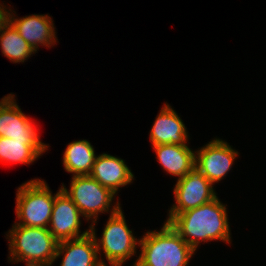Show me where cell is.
I'll use <instances>...</instances> for the list:
<instances>
[{"instance_id":"6da1fadb","label":"cell","mask_w":266,"mask_h":266,"mask_svg":"<svg viewBox=\"0 0 266 266\" xmlns=\"http://www.w3.org/2000/svg\"><path fill=\"white\" fill-rule=\"evenodd\" d=\"M227 206L218 196L194 209L177 214L169 224L195 251L201 242L222 241L231 244Z\"/></svg>"},{"instance_id":"7a4b0ae2","label":"cell","mask_w":266,"mask_h":266,"mask_svg":"<svg viewBox=\"0 0 266 266\" xmlns=\"http://www.w3.org/2000/svg\"><path fill=\"white\" fill-rule=\"evenodd\" d=\"M159 230H149L140 238L141 252L131 266H189L196 251L168 222Z\"/></svg>"},{"instance_id":"3957f363","label":"cell","mask_w":266,"mask_h":266,"mask_svg":"<svg viewBox=\"0 0 266 266\" xmlns=\"http://www.w3.org/2000/svg\"><path fill=\"white\" fill-rule=\"evenodd\" d=\"M9 256L13 263L26 262L25 266H52L58 241L48 228L14 224L7 232Z\"/></svg>"},{"instance_id":"277c9868","label":"cell","mask_w":266,"mask_h":266,"mask_svg":"<svg viewBox=\"0 0 266 266\" xmlns=\"http://www.w3.org/2000/svg\"><path fill=\"white\" fill-rule=\"evenodd\" d=\"M88 228L95 238L102 266H108L107 263L110 266H123L128 259L135 256L140 238H136L132 229H129L121 208L116 213L109 215L100 238H97L95 226Z\"/></svg>"},{"instance_id":"5b68a950","label":"cell","mask_w":266,"mask_h":266,"mask_svg":"<svg viewBox=\"0 0 266 266\" xmlns=\"http://www.w3.org/2000/svg\"><path fill=\"white\" fill-rule=\"evenodd\" d=\"M69 185L67 189L62 183L61 189L78 207L83 218L88 222L90 220L89 226L96 225L99 214L109 212L111 215L122 208L119 199L113 202L116 194L89 175L72 176Z\"/></svg>"},{"instance_id":"8992f818","label":"cell","mask_w":266,"mask_h":266,"mask_svg":"<svg viewBox=\"0 0 266 266\" xmlns=\"http://www.w3.org/2000/svg\"><path fill=\"white\" fill-rule=\"evenodd\" d=\"M15 224L27 227L48 228L55 194L45 180L35 178L22 183L16 191Z\"/></svg>"},{"instance_id":"52a82bcc","label":"cell","mask_w":266,"mask_h":266,"mask_svg":"<svg viewBox=\"0 0 266 266\" xmlns=\"http://www.w3.org/2000/svg\"><path fill=\"white\" fill-rule=\"evenodd\" d=\"M173 193L175 203L168 210L165 221L168 223L177 214L194 209L217 197L214 185L195 166L183 178L176 180Z\"/></svg>"},{"instance_id":"ba28073f","label":"cell","mask_w":266,"mask_h":266,"mask_svg":"<svg viewBox=\"0 0 266 266\" xmlns=\"http://www.w3.org/2000/svg\"><path fill=\"white\" fill-rule=\"evenodd\" d=\"M238 155L225 140L215 138L195 151V167L214 185L226 177Z\"/></svg>"},{"instance_id":"9c48e42d","label":"cell","mask_w":266,"mask_h":266,"mask_svg":"<svg viewBox=\"0 0 266 266\" xmlns=\"http://www.w3.org/2000/svg\"><path fill=\"white\" fill-rule=\"evenodd\" d=\"M15 97L10 93L0 100V137L25 140V144H45L40 140L38 125L22 112Z\"/></svg>"},{"instance_id":"30bf717a","label":"cell","mask_w":266,"mask_h":266,"mask_svg":"<svg viewBox=\"0 0 266 266\" xmlns=\"http://www.w3.org/2000/svg\"><path fill=\"white\" fill-rule=\"evenodd\" d=\"M82 214L78 207L61 189L55 194L54 205L48 230L58 241H65L83 237L90 232L80 230Z\"/></svg>"},{"instance_id":"8fae6325","label":"cell","mask_w":266,"mask_h":266,"mask_svg":"<svg viewBox=\"0 0 266 266\" xmlns=\"http://www.w3.org/2000/svg\"><path fill=\"white\" fill-rule=\"evenodd\" d=\"M16 16V12L10 9L9 22L36 53L39 46L51 48L58 42L54 22L48 14H32L20 18Z\"/></svg>"},{"instance_id":"7c38bea8","label":"cell","mask_w":266,"mask_h":266,"mask_svg":"<svg viewBox=\"0 0 266 266\" xmlns=\"http://www.w3.org/2000/svg\"><path fill=\"white\" fill-rule=\"evenodd\" d=\"M89 176L110 189L116 196L119 188L133 183L135 179L124 159L107 153L97 155Z\"/></svg>"},{"instance_id":"4fadbf2b","label":"cell","mask_w":266,"mask_h":266,"mask_svg":"<svg viewBox=\"0 0 266 266\" xmlns=\"http://www.w3.org/2000/svg\"><path fill=\"white\" fill-rule=\"evenodd\" d=\"M188 134L187 127L178 113L165 102L150 130L151 145H188Z\"/></svg>"},{"instance_id":"5bb4252c","label":"cell","mask_w":266,"mask_h":266,"mask_svg":"<svg viewBox=\"0 0 266 266\" xmlns=\"http://www.w3.org/2000/svg\"><path fill=\"white\" fill-rule=\"evenodd\" d=\"M60 257V266H102L91 232L83 237L58 242L54 262Z\"/></svg>"},{"instance_id":"9a60e30c","label":"cell","mask_w":266,"mask_h":266,"mask_svg":"<svg viewBox=\"0 0 266 266\" xmlns=\"http://www.w3.org/2000/svg\"><path fill=\"white\" fill-rule=\"evenodd\" d=\"M164 171L183 178L195 166V150L188 145L166 144L152 146Z\"/></svg>"},{"instance_id":"2e32d148","label":"cell","mask_w":266,"mask_h":266,"mask_svg":"<svg viewBox=\"0 0 266 266\" xmlns=\"http://www.w3.org/2000/svg\"><path fill=\"white\" fill-rule=\"evenodd\" d=\"M48 148L49 144H25V140L0 137V162L4 165H30Z\"/></svg>"},{"instance_id":"e0dca14e","label":"cell","mask_w":266,"mask_h":266,"mask_svg":"<svg viewBox=\"0 0 266 266\" xmlns=\"http://www.w3.org/2000/svg\"><path fill=\"white\" fill-rule=\"evenodd\" d=\"M96 154L93 145L86 139L68 143L62 159L64 170L72 176L89 175L95 163Z\"/></svg>"},{"instance_id":"ac0fdd59","label":"cell","mask_w":266,"mask_h":266,"mask_svg":"<svg viewBox=\"0 0 266 266\" xmlns=\"http://www.w3.org/2000/svg\"><path fill=\"white\" fill-rule=\"evenodd\" d=\"M0 46L2 55L15 64L24 63L36 54L9 21L0 29Z\"/></svg>"},{"instance_id":"d6986e66","label":"cell","mask_w":266,"mask_h":266,"mask_svg":"<svg viewBox=\"0 0 266 266\" xmlns=\"http://www.w3.org/2000/svg\"><path fill=\"white\" fill-rule=\"evenodd\" d=\"M0 2V29L9 21L10 7ZM7 6V7H6Z\"/></svg>"}]
</instances>
